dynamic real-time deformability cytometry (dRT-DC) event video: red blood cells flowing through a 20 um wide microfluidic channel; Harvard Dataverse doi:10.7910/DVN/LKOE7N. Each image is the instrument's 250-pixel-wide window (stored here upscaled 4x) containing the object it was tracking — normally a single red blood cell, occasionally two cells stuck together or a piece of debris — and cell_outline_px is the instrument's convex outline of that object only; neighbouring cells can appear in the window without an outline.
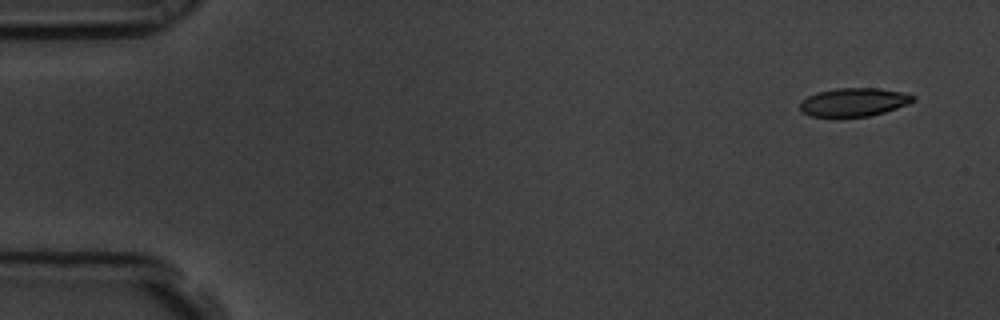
{"species": "common noctule bat (a hibernating species)", "species_latin": "Nyctalus noctula", "temperature_condition": "room temperature", "stored_images_in_passage": 5, "camera_frame_rate_fps": 3000, "um_per_image_px": 0.085, "animal": {"sex": "male", "body_mass_g": 19.5, "forearm_length_mm": 54.6}, "frame": {"image": 1, "passage_image": 1, "time_ms": 0.0, "image_size_px": [1000, 320], "cell_outline_px": [[916, 100], [908, 104], [884, 112], [868, 116], [812, 116], [804, 112], [800, 108], [800, 100], [816, 92], [836, 88], [876, 88], [908, 92], [916, 96]], "centroid_in_image_um": [72.62, 8.66], "position_along_channel_um": 12.4, "area_um2": 18.73}}
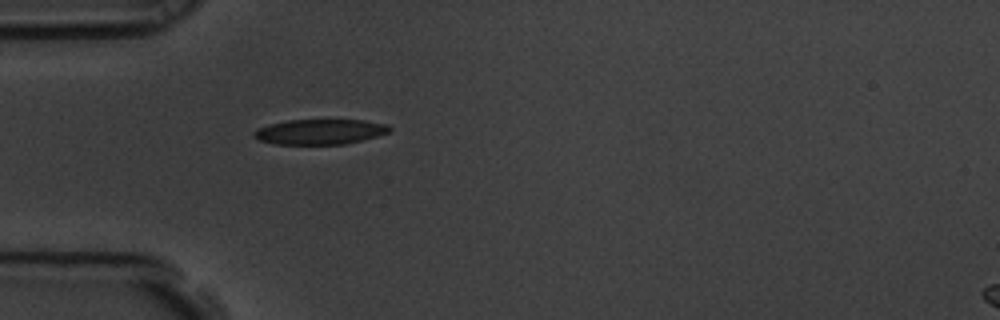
{"frame": {"image": 2, "passage_image": 5, "time_ms": 1.333, "image_size_px": [1000, 320], "cell_outline_px": [[392, 128], [388, 132], [376, 136], [344, 144], [276, 144], [260, 140], [252, 136], [252, 132], [268, 124], [288, 120], [364, 120], [388, 124]], "centroid_in_image_um": [27.18, 11.19], "position_along_channel_um": 57.8, "area_um2": 19.77}}